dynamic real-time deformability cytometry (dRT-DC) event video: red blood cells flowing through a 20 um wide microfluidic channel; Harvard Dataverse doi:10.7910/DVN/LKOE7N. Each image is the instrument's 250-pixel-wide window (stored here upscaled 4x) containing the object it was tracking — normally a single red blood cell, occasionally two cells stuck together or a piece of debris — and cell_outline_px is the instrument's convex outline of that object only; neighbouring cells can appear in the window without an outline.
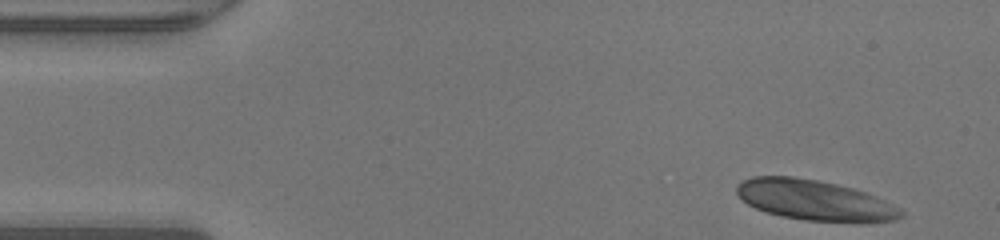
{"species": "human", "species_latin": "Homo sapiens", "temperature_condition": "warm", "stored_images_in_passage": 36, "camera_frame_rate_fps": 3000, "um_per_image_px": 0.085, "donor": {"sex": "male"}, "frame": {"image": 1, "passage_image": 1, "time_ms": 0.0, "image_size_px": [1000, 240], "cell_outline_px": [[904, 216], [896, 220], [804, 220], [780, 216], [756, 208], [748, 204], [736, 192], [736, 184], [752, 176], [792, 176], [816, 180], [836, 184], [852, 188], [864, 192], [884, 200], [900, 208], [904, 212]], "centroid_in_image_um": [69.18, 16.98], "position_along_channel_um": 15.8, "area_um2": 37.69}}
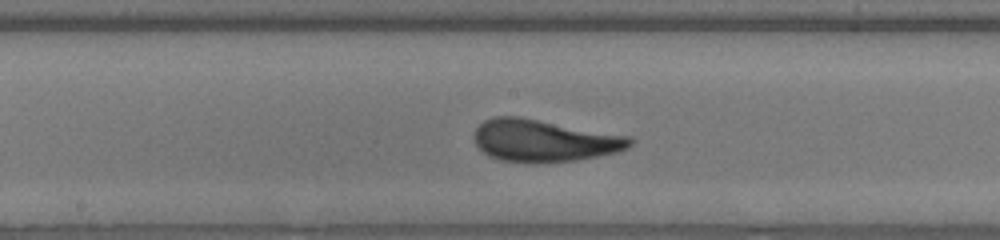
{"frame": {"image": 2, "passage_image": 21, "time_ms": 6.667, "image_size_px": [1000, 240], "cell_outline_px": [[632, 144], [628, 148], [616, 152], [576, 160], [524, 164], [500, 160], [488, 156], [476, 144], [472, 136], [476, 128], [484, 120], [492, 116], [520, 116], [632, 136]], "centroid_in_image_um": [46.21, 11.95], "position_along_channel_um": 202.0, "area_um2": 38.78}}
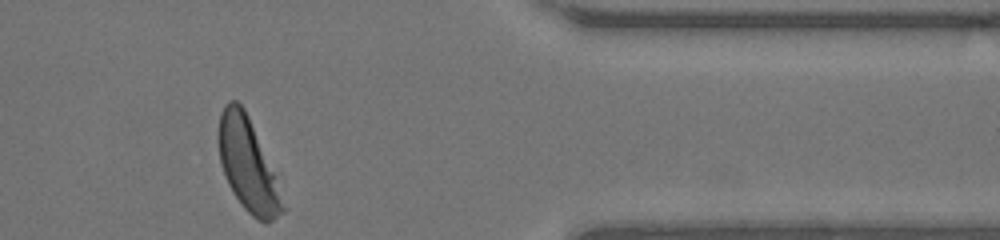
{"frame": {"image": 3, "passage_image": 36, "time_ms": 11.667, "image_size_px": [1000, 240], "cell_outline_px": [[284, 212], [268, 224], [256, 220], [244, 208], [228, 184], [220, 164], [220, 112], [224, 104], [228, 100], [236, 100], [244, 108], [248, 116], [276, 176], [284, 208]], "centroid_in_image_um": [21.07, 14.04], "position_along_channel_um": 390.3, "area_um2": 33.99}, "authors_computed_cell_mechanics": {"area_um2": 37.57, "velocity_mm_per_s": 4.293, "shape_relaxation_time_tau1_ms": 3.7918, "shape_relaxation_time_tau2_ms": 0.6766, "deformation_change_tau1": 0.1906, "deformation_change_tau2": 0.0717}}